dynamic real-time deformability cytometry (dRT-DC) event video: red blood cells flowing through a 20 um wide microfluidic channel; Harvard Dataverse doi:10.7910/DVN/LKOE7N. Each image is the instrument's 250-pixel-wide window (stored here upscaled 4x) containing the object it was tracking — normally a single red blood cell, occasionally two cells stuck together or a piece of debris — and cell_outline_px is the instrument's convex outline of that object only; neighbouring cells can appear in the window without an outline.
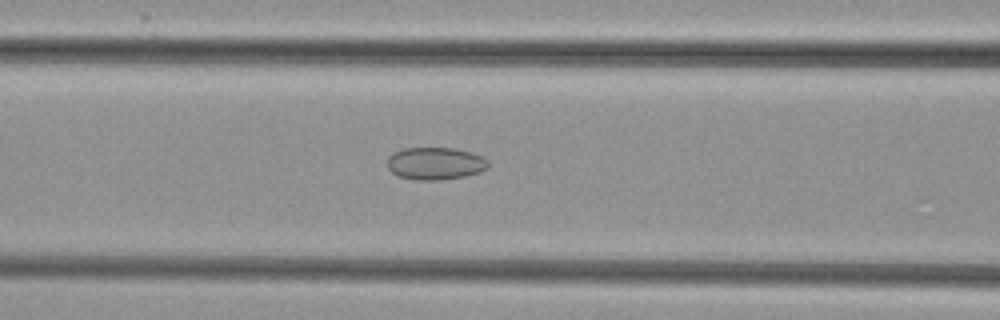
{"species": "common noctule bat (a hibernating species)", "species_latin": "Nyctalus noctula", "temperature_condition": "cold", "stored_images_in_passage": 33, "camera_frame_rate_fps": 3000, "um_per_image_px": 0.085, "animal": {"sex": "female", "body_mass_g": 29.2, "forearm_length_mm": 56.3}, "frame": {"image": 1, "passage_image": 7, "time_ms": 2.0, "image_size_px": [1000, 320], "cell_outline_px": [[488, 168], [480, 172], [464, 176], [440, 180], [416, 180], [396, 176], [388, 168], [388, 156], [392, 152], [404, 148], [456, 148], [472, 152], [488, 160]], "centroid_in_image_um": [36.98, 13.89], "position_along_channel_um": 129.6, "area_um2": 19.25}}
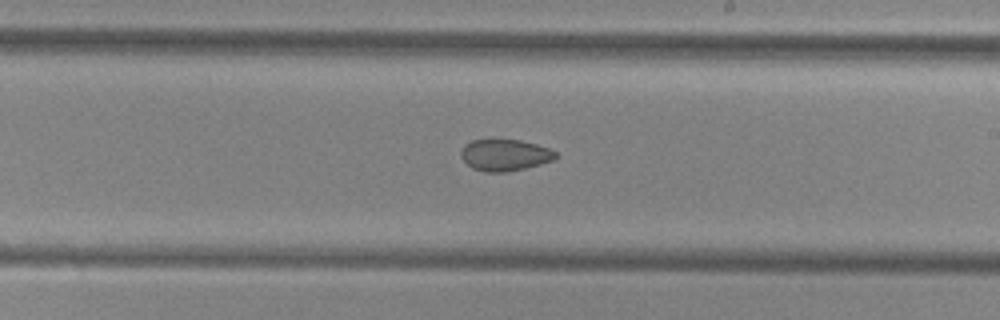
{"frame": {"image": 2, "passage_image": 16, "time_ms": 5.0, "image_size_px": [1000, 320], "cell_outline_px": [[556, 156], [552, 160], [540, 164], [508, 172], [484, 172], [472, 168], [460, 156], [460, 152], [464, 144], [472, 140], [520, 140], [536, 144], [548, 148], [556, 152]], "centroid_in_image_um": [42.87, 13.18], "position_along_channel_um": 246.1, "area_um2": 17.28}}
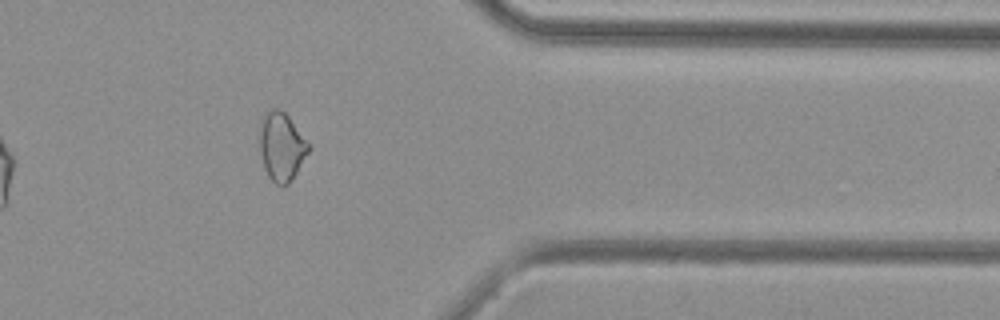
{"frame": {"image": 3, "passage_image": 28, "time_ms": 9.0, "image_size_px": [1000, 320], "cell_outline_px": [[308, 152], [296, 172], [288, 184], [284, 188], [276, 184], [268, 176], [264, 168], [260, 152], [260, 128], [264, 116], [272, 108], [276, 108], [284, 112], [288, 116], [308, 144]], "centroid_in_image_um": [23.9, 12.5], "position_along_channel_um": 387.5, "area_um2": 18.9}}